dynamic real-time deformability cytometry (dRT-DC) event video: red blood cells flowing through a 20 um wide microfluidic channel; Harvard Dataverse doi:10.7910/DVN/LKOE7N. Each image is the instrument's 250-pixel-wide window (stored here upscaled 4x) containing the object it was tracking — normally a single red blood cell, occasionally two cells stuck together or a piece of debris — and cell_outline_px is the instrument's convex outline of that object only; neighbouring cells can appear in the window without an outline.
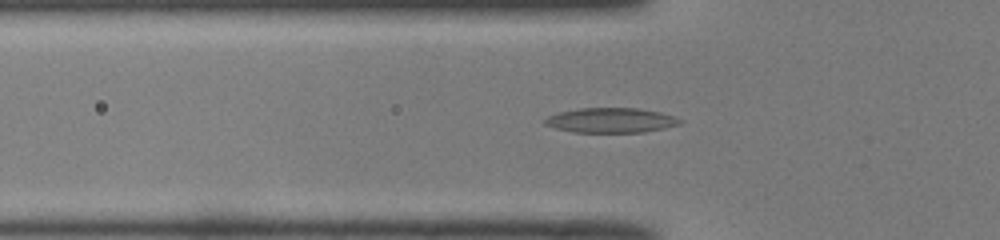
{"species": "common noctule bat (a hibernating species)", "species_latin": "Nyctalus noctula", "temperature_condition": "room temperature", "stored_images_in_passage": 51, "camera_frame_rate_fps": 3000, "um_per_image_px": 0.085, "animal": {"sex": "male", "body_mass_g": 19.0, "forearm_length_mm": 50.8}, "frame": {"image": 1, "passage_image": 17, "time_ms": 5.333, "image_size_px": [1000, 240], "cell_outline_px": [[684, 120], [680, 124], [664, 128], [644, 132], [572, 132], [556, 128], [544, 124], [544, 120], [548, 116], [560, 112], [580, 108], [636, 108], [660, 112]], "centroid_in_image_um": [51.93, 10.22], "position_along_channel_um": 73.9, "area_um2": 19.42}}
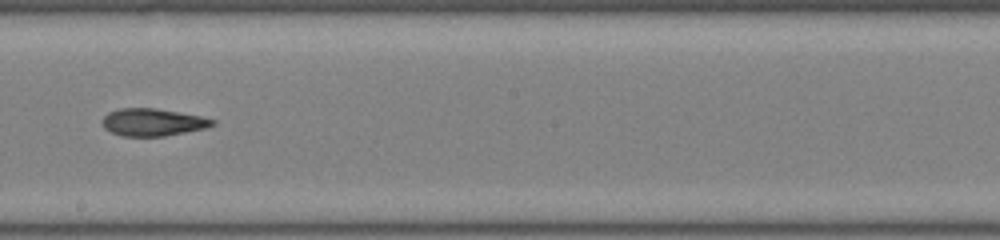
{"frame": {"image": 2, "passage_image": 29, "time_ms": 9.333, "image_size_px": [1000, 240], "cell_outline_px": [[216, 124], [204, 128], [164, 136], [124, 136], [112, 132], [104, 128], [100, 120], [108, 112], [120, 108], [156, 108], [200, 116], [216, 120]], "centroid_in_image_um": [12.95, 10.38], "position_along_channel_um": 235.2, "area_um2": 17.51}}
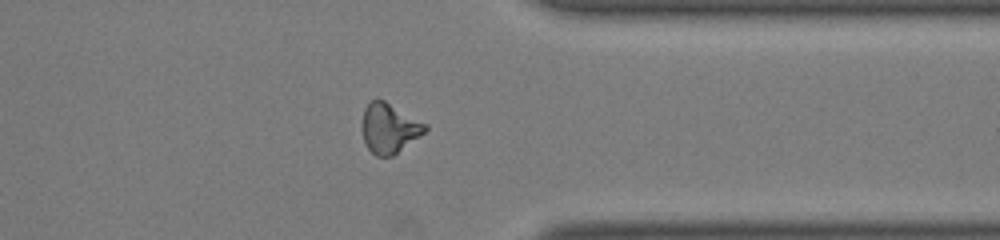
{"frame": {"image": 3, "passage_image": 40, "time_ms": 13.0, "image_size_px": [1000, 240], "cell_outline_px": [[428, 128], [420, 136], [392, 156], [376, 156], [368, 148], [364, 140], [360, 124], [364, 108], [376, 96], [384, 100], [428, 124]], "centroid_in_image_um": [33.06, 10.86], "position_along_channel_um": 378.3, "area_um2": 18.5}, "authors_computed_cell_mechanics": {"area_um2": 18.3804, "velocity_mm_per_s": 4.0346, "shape_relaxation_time_tau1_ms": null, "shape_relaxation_time_tau2_ms": 4.9472, "deformation_change_tau1": null, "deformation_change_tau2": 0.1426}}